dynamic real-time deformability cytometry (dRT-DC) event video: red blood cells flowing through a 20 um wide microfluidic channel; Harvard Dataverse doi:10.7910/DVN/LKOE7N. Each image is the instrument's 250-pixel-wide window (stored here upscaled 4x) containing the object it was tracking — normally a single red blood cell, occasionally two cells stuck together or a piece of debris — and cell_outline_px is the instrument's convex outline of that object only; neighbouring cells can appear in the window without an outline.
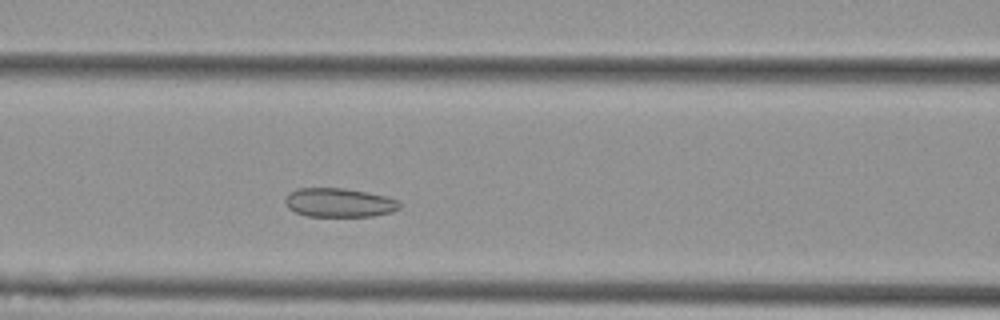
{"species": "Egyptian fruit bat (a non-hibernating species)", "species_latin": "Rousettus aegyptiacus", "temperature_condition": "cold", "stored_images_in_passage": 43, "camera_frame_rate_fps": 3000, "um_per_image_px": 0.085, "animal": {"sex": "female"}, "frame": {"image": 1, "passage_image": 12, "time_ms": 3.667, "image_size_px": [1000, 320], "cell_outline_px": [[400, 208], [392, 212], [372, 216], [308, 216], [296, 212], [288, 208], [284, 200], [288, 192], [296, 188], [344, 188], [368, 192], [400, 200]], "centroid_in_image_um": [28.82, 17.21], "position_along_channel_um": 137.8, "area_um2": 19.42}}
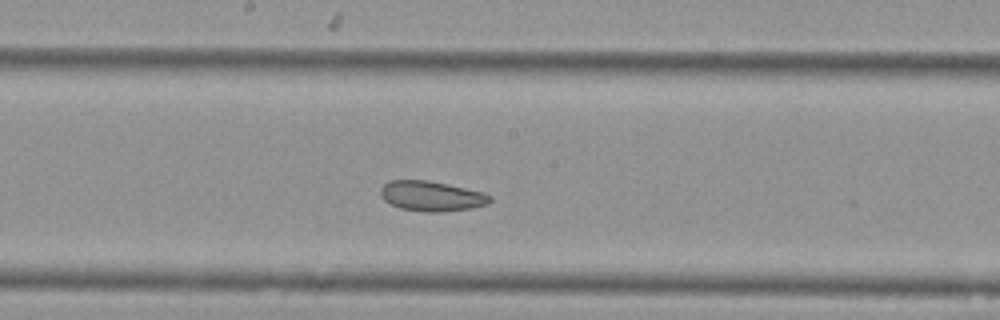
{"frame": {"image": 2, "passage_image": 18, "time_ms": 5.667, "image_size_px": [1000, 320], "cell_outline_px": [[492, 200], [488, 204], [472, 208], [440, 212], [428, 212], [400, 208], [384, 200], [380, 196], [380, 188], [388, 180], [428, 180], [448, 184], [484, 192], [492, 196]], "centroid_in_image_um": [36.69, 16.66], "position_along_channel_um": 211.5, "area_um2": 19.31}}
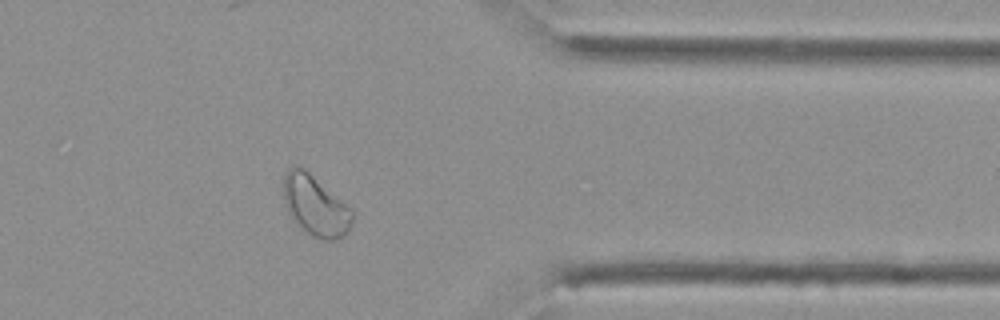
{"frame": {"image": 3, "passage_image": 33, "time_ms": 10.667, "image_size_px": [1000, 320], "cell_outline_px": [[352, 220], [348, 232], [344, 236], [336, 240], [320, 240], [304, 232], [292, 220], [284, 204], [284, 172], [288, 168], [296, 164], [304, 168], [352, 208]], "centroid_in_image_um": [26.79, 17.49], "position_along_channel_um": 384.6, "area_um2": 24.62}, "authors_computed_cell_mechanics": {"area_um2": 20.6924, "velocity_mm_per_s": 3.7085, "shape_relaxation_time_tau1_ms": null, "shape_relaxation_time_tau2_ms": 8.3026, "deformation_change_tau1": null, "deformation_change_tau2": 0.1191}}